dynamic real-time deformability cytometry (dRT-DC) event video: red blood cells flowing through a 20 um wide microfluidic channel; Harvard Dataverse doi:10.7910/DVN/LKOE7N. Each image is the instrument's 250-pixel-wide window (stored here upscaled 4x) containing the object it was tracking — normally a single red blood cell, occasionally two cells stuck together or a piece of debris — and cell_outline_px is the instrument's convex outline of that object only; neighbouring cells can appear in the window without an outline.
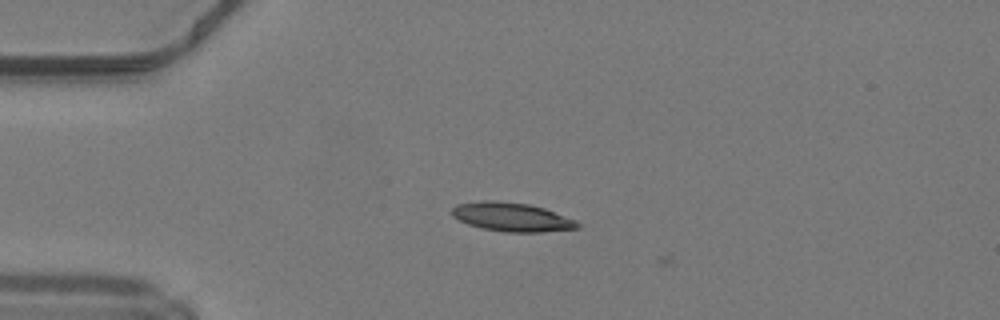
{"species": "common noctule bat (a hibernating species)", "species_latin": "Nyctalus noctula", "temperature_condition": "warm", "stored_images_in_passage": 3, "camera_frame_rate_fps": 3000, "um_per_image_px": 0.085, "animal": {"sex": "male", "body_mass_g": 19.2, "forearm_length_mm": 51.8}, "frame": {"image": 1, "passage_image": 1, "time_ms": 0.0, "image_size_px": [1000, 320], "cell_outline_px": [[580, 228], [540, 232], [504, 232], [480, 228], [468, 224], [452, 216], [452, 208], [456, 204], [480, 200], [492, 200], [528, 204], [544, 208], [576, 220], [580, 224]], "centroid_in_image_um": [43.48, 18.44], "position_along_channel_um": 41.5, "area_um2": 21.15}}